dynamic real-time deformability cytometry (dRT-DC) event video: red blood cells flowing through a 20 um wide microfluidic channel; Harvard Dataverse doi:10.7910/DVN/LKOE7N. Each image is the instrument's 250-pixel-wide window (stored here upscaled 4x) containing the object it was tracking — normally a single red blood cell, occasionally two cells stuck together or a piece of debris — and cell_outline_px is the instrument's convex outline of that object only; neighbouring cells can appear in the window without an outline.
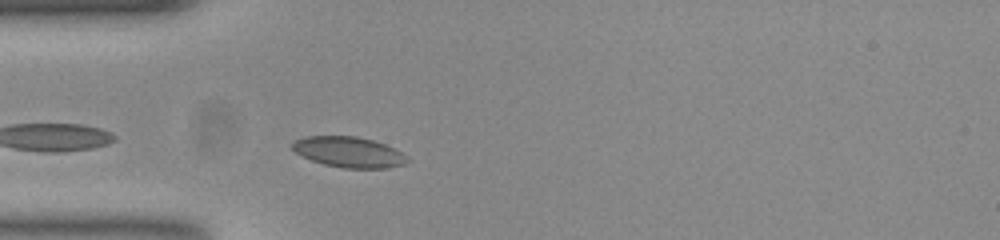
{"species": "common noctule bat (a hibernating species)", "species_latin": "Nyctalus noctula", "temperature_condition": "room temperature", "stored_images_in_passage": 41, "camera_frame_rate_fps": 3000, "um_per_image_px": 0.085, "animal": {"sex": "female", "body_mass_g": 23.0, "forearm_length_mm": 53.4}, "frame": {"image": 1, "passage_image": 2, "time_ms": 0.333, "image_size_px": [1000, 240], "cell_outline_px": [[408, 160], [404, 164], [384, 168], [344, 168], [324, 164], [312, 160], [296, 152], [292, 148], [292, 140], [304, 136], [356, 136], [372, 140], [384, 144], [400, 152]], "centroid_in_image_um": [29.59, 12.91], "position_along_channel_um": 55.4, "area_um2": 20.17}}
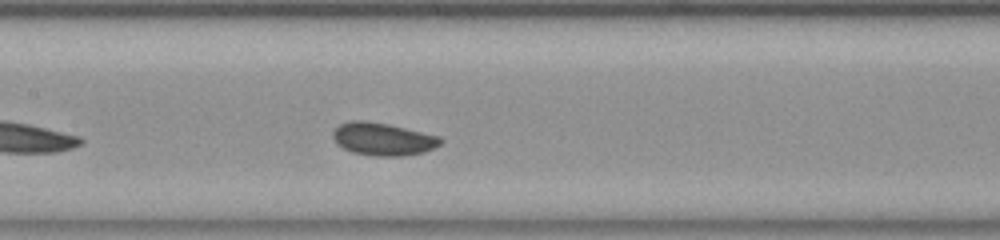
{"frame": {"image": 2, "passage_image": 12, "time_ms": 3.667, "image_size_px": [1000, 240], "cell_outline_px": [[444, 140], [440, 144], [424, 152], [404, 156], [376, 156], [352, 152], [336, 144], [332, 136], [332, 132], [340, 124], [352, 120], [364, 120], [388, 124], [440, 136]], "centroid_in_image_um": [32.54, 11.82], "position_along_channel_um": 174.9, "area_um2": 20.52}}
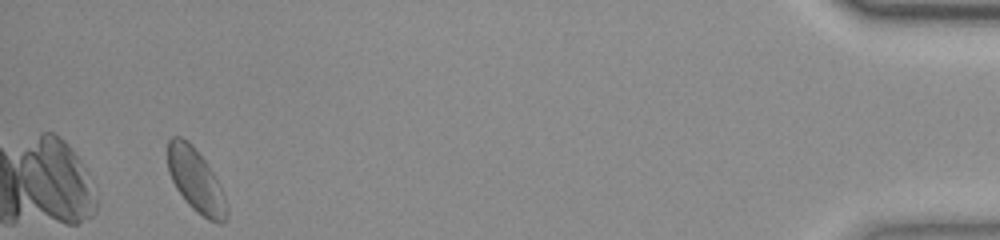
{"frame": {"image": 3, "passage_image": 38, "time_ms": 12.333, "image_size_px": [1000, 240], "cell_outline_px": [[228, 216], [220, 224], [208, 220], [196, 212], [188, 204], [176, 188], [168, 172], [168, 140], [172, 136], [180, 136], [188, 140], [192, 144], [204, 160], [212, 172], [224, 196], [228, 208]], "centroid_in_image_um": [16.63, 15.34], "position_along_channel_um": 418.6, "area_um2": 21.62}, "authors_computed_cell_mechanics": {"area_um2": 19.8832, "velocity_mm_per_s": 3.7247, "shape_relaxation_time_tau1_ms": 4.1633, "shape_relaxation_time_tau2_ms": null, "deformation_change_tau1": 0.0959, "deformation_change_tau2": null}}